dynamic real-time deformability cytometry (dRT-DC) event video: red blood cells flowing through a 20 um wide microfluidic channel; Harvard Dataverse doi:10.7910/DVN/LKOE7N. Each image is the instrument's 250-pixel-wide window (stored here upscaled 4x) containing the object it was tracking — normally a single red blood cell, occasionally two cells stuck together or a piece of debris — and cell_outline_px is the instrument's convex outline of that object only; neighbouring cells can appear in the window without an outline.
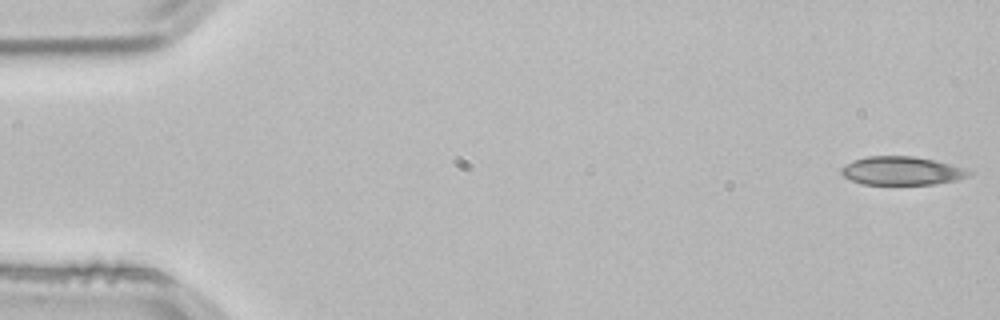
{"species": "common noctule bat (a hibernating species)", "species_latin": "Nyctalus noctula", "temperature_condition": "room temperature", "stored_images_in_passage": 52, "camera_frame_rate_fps": 3000, "um_per_image_px": 0.085, "animal": {"sex": "male", "body_mass_g": 21.5, "forearm_length_mm": 52.0}, "frame": {"image": 1, "passage_image": 1, "time_ms": 0.0, "image_size_px": [1000, 320], "cell_outline_px": [[972, 176], [956, 180], [936, 184], [860, 184], [844, 176], [840, 172], [840, 168], [844, 164], [852, 160], [868, 156], [912, 156], [936, 160], [964, 168], [972, 172]], "centroid_in_image_um": [76.65, 14.51], "position_along_channel_um": 8.4, "area_um2": 21.33}}
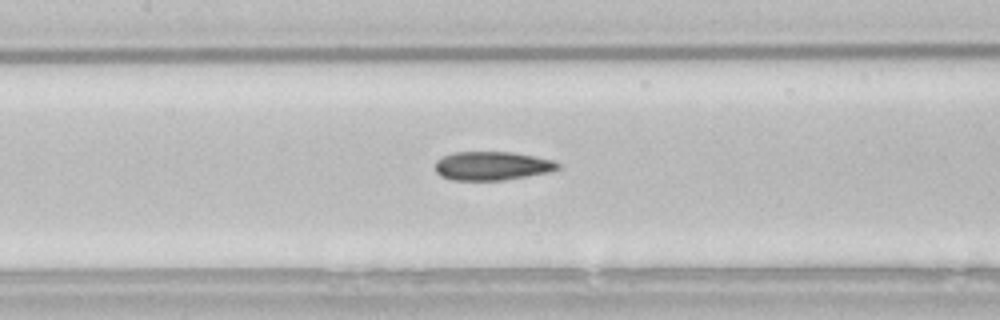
{"frame": {"image": 2, "passage_image": 24, "time_ms": 7.667, "image_size_px": [1000, 320], "cell_outline_px": [[560, 168], [548, 172], [528, 176], [504, 180], [452, 180], [440, 176], [436, 172], [436, 160], [452, 152], [512, 152], [552, 160], [560, 164]], "centroid_in_image_um": [41.8, 14.1], "position_along_channel_um": 165.6, "area_um2": 20.46}}
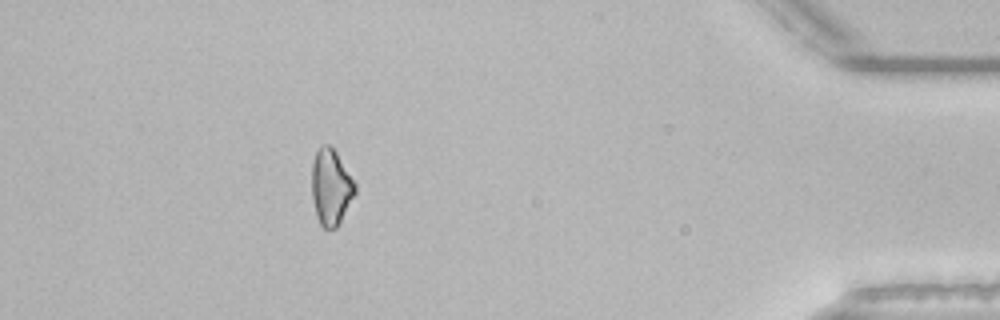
{"frame": {"image": 3, "passage_image": 47, "time_ms": 15.333, "image_size_px": [1000, 320], "cell_outline_px": [[356, 192], [340, 224], [336, 228], [324, 228], [320, 224], [316, 216], [312, 200], [312, 164], [316, 152], [320, 144], [328, 144], [336, 152], [356, 184]], "centroid_in_image_um": [28.12, 15.92], "position_along_channel_um": 407.1, "area_um2": 19.25}, "authors_computed_cell_mechanics": {"area_um2": 20.7213, "velocity_mm_per_s": 3.8523, "shape_relaxation_time_tau1_ms": null, "shape_relaxation_time_tau2_ms": 7.9475, "deformation_change_tau1": null, "deformation_change_tau2": 0.1595}}